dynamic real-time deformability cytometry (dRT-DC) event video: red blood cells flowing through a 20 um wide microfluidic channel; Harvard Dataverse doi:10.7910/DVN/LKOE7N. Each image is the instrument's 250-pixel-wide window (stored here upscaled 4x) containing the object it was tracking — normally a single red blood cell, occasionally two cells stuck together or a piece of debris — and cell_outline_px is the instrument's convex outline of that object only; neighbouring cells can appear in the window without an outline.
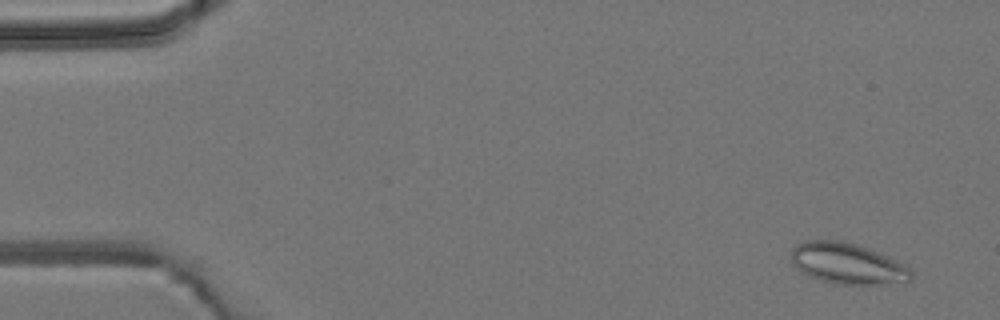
{"species": "common noctule bat (a hibernating species)", "species_latin": "Nyctalus noctula", "temperature_condition": "room temperature", "stored_images_in_passage": 5, "camera_frame_rate_fps": 3000, "um_per_image_px": 0.085, "animal": {"sex": "male", "body_mass_g": 19.2, "forearm_length_mm": 51.8}, "frame": {"image": 1, "passage_image": 1, "time_ms": 0.0, "image_size_px": [1000, 320], "cell_outline_px": [[912, 280], [880, 284], [836, 284], [820, 280], [808, 276], [800, 272], [792, 264], [792, 248], [796, 244], [804, 240], [840, 240], [856, 244], [880, 252], [904, 264], [912, 272]], "centroid_in_image_um": [71.99, 22.39], "position_along_channel_um": 13.0, "area_um2": 28.78}}